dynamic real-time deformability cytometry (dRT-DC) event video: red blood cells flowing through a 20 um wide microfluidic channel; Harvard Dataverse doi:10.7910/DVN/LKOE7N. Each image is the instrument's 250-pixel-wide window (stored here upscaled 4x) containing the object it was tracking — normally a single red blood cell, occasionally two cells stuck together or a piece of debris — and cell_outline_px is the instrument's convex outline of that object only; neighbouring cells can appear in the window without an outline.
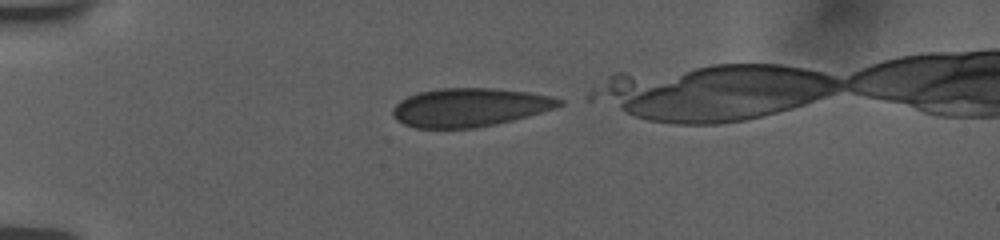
{"species": "human", "species_latin": "Homo sapiens", "temperature_condition": "room temperature", "stored_images_in_passage": 4, "camera_frame_rate_fps": 3000, "um_per_image_px": 0.085, "donor": {"sex": "female"}, "frame": {"image": 1, "passage_image": 1, "time_ms": 0.0, "image_size_px": [1000, 240], "cell_outline_px": [[564, 104], [556, 108], [528, 116], [496, 124], [472, 128], [416, 128], [404, 124], [396, 120], [392, 116], [392, 108], [400, 100], [408, 96], [420, 92], [440, 88], [496, 88], [528, 92], [552, 96], [564, 100]], "centroid_in_image_um": [39.93, 9.12], "position_along_channel_um": 45.1, "area_um2": 37.51}}
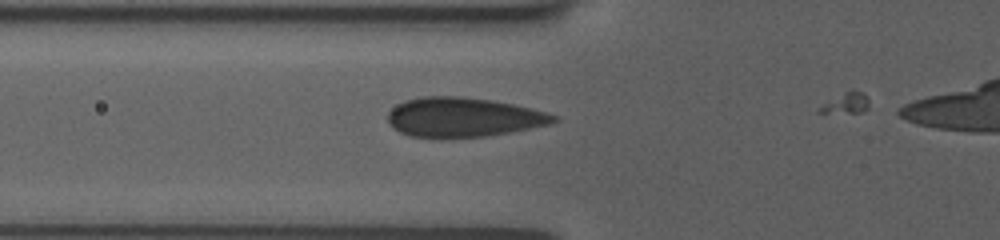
{"frame": {"image": 2, "passage_image": 3, "time_ms": 2.0, "image_size_px": [1000, 240], "cell_outline_px": [[560, 120], [552, 124], [508, 132], [484, 136], [440, 140], [412, 136], [400, 132], [392, 128], [388, 124], [388, 112], [396, 104], [408, 100], [424, 96], [456, 96], [492, 100], [512, 104], [544, 112], [556, 116]], "centroid_in_image_um": [39.32, 9.99], "position_along_channel_um": 86.5, "area_um2": 38.44}}